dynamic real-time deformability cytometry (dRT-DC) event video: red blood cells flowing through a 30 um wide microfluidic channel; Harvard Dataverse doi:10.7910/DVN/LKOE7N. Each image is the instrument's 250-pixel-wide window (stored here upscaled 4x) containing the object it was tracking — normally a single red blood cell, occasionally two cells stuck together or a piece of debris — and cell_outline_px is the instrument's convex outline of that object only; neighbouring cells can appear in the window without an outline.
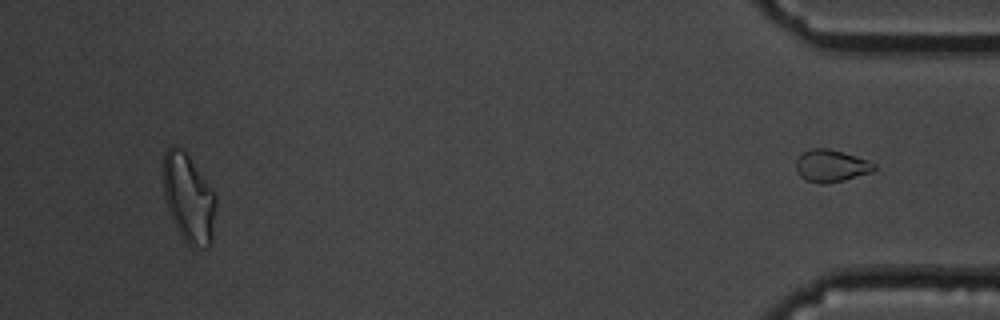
{"species": "common noctule bat (a hibernating species)", "species_latin": "Nyctalus noctula", "temperature_condition": "cold", "stored_images_in_passage": 46, "segment_of_instrument_passage": [2, 2], "camera_frame_rate_fps": 3000, "um_per_image_px": 0.085, "animal": {"sex": "male", "body_mass_g": 19.5, "forearm_length_mm": 54.6}, "frame": {"image": 1, "passage_image": 46, "time_ms": 15.0, "image_size_px": [1000, 320], "cell_outline_px": [[876, 168], [872, 172], [844, 180], [824, 184], [820, 184], [804, 180], [800, 176], [796, 168], [796, 160], [804, 152], [812, 148], [828, 148], [868, 160], [876, 164]], "centroid_in_image_um": [70.65, 14.11], "position_along_channel_um": 364.6, "area_um2": 14.62}}